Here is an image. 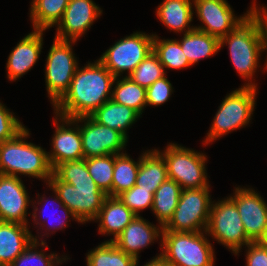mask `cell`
<instances>
[{
  "mask_svg": "<svg viewBox=\"0 0 267 266\" xmlns=\"http://www.w3.org/2000/svg\"><path fill=\"white\" fill-rule=\"evenodd\" d=\"M76 42L54 38L46 56L44 79L48 99L53 107L69 90L73 76L79 67L72 46Z\"/></svg>",
  "mask_w": 267,
  "mask_h": 266,
  "instance_id": "cell-8",
  "label": "cell"
},
{
  "mask_svg": "<svg viewBox=\"0 0 267 266\" xmlns=\"http://www.w3.org/2000/svg\"><path fill=\"white\" fill-rule=\"evenodd\" d=\"M179 42L191 66L198 63L199 60L211 57L220 51L218 38L196 28L184 33Z\"/></svg>",
  "mask_w": 267,
  "mask_h": 266,
  "instance_id": "cell-26",
  "label": "cell"
},
{
  "mask_svg": "<svg viewBox=\"0 0 267 266\" xmlns=\"http://www.w3.org/2000/svg\"><path fill=\"white\" fill-rule=\"evenodd\" d=\"M47 187H49L50 188V190H52V193H54V195L55 196H52V198H53V200H52V202H54V203H50L49 205L50 206H52V209H55V203H56V205H58V209L60 208V210L62 211V214H63V216H62V218L61 217H59V218H57V217H55V218H57V220L55 221H51L50 220V216H46V217H44V213L43 212H45V211H47L46 209H42V211L40 210V209H38V206H36V204L37 205H40V204H42L44 201H45V203H43L44 204V206H45V208H46V206H47V204H48V202H50V201H48L49 200V197L48 198H46L45 196V194H43V195H41V197H40V195H39V193L38 194H36L38 197H37V201L36 200H32L33 202V204L31 205L32 206V208H33V212H32V220H33V222H34V224H36V225H34L36 228H37V234L39 233L38 231L40 230V229H42L41 230V233H43V234H41V233H39L37 236L36 235H33V241H36V242H46V240H44L43 239V236L45 237H49V234L51 233V234H53V233H55L56 231H58V230H63L64 228H67L69 225H68V222L71 220V218H72V221L74 220V221H76V222H78V223H80L77 219H76V217H75V215L72 213V211H70L65 205H64V203L59 199V197H58V195H57V193L48 185ZM36 201V202H35ZM47 203V204H46ZM46 204V205H45ZM34 205V206H33ZM49 207V206H48ZM47 207V208H48ZM51 208V207H50ZM57 208V207H56ZM59 210V211H60ZM52 214V213H51ZM59 215V214H58ZM52 216V215H51ZM70 216H71V218H70ZM44 217V218H43ZM51 221V222H50ZM54 222V223H53ZM57 222V223H56ZM46 223V224H45ZM47 223H48V225L50 224V226H46L47 225ZM52 224V225H51ZM39 226V227H38ZM44 227H46V228H44ZM39 228V229H38ZM51 229H53V230H51ZM45 231V232H42V231ZM50 232V233H49ZM39 235H41L40 237H39ZM40 240H39V239Z\"/></svg>",
  "mask_w": 267,
  "mask_h": 266,
  "instance_id": "cell-22",
  "label": "cell"
},
{
  "mask_svg": "<svg viewBox=\"0 0 267 266\" xmlns=\"http://www.w3.org/2000/svg\"><path fill=\"white\" fill-rule=\"evenodd\" d=\"M220 50L228 45L234 69L246 82L243 87L258 88L254 75L260 67L263 43L261 20L246 18L233 31L219 40ZM254 81H253V80Z\"/></svg>",
  "mask_w": 267,
  "mask_h": 266,
  "instance_id": "cell-4",
  "label": "cell"
},
{
  "mask_svg": "<svg viewBox=\"0 0 267 266\" xmlns=\"http://www.w3.org/2000/svg\"><path fill=\"white\" fill-rule=\"evenodd\" d=\"M245 248V266H267V245L264 242H250Z\"/></svg>",
  "mask_w": 267,
  "mask_h": 266,
  "instance_id": "cell-39",
  "label": "cell"
},
{
  "mask_svg": "<svg viewBox=\"0 0 267 266\" xmlns=\"http://www.w3.org/2000/svg\"><path fill=\"white\" fill-rule=\"evenodd\" d=\"M193 10L201 22V25L194 27L219 40L247 18L246 13L235 16L227 0H193Z\"/></svg>",
  "mask_w": 267,
  "mask_h": 266,
  "instance_id": "cell-14",
  "label": "cell"
},
{
  "mask_svg": "<svg viewBox=\"0 0 267 266\" xmlns=\"http://www.w3.org/2000/svg\"><path fill=\"white\" fill-rule=\"evenodd\" d=\"M206 232L208 237H212L235 255H239L242 247L251 242L247 238L236 205L229 196L212 201Z\"/></svg>",
  "mask_w": 267,
  "mask_h": 266,
  "instance_id": "cell-9",
  "label": "cell"
},
{
  "mask_svg": "<svg viewBox=\"0 0 267 266\" xmlns=\"http://www.w3.org/2000/svg\"><path fill=\"white\" fill-rule=\"evenodd\" d=\"M174 88L166 76L156 80L151 86L146 88L147 106L158 107L171 98Z\"/></svg>",
  "mask_w": 267,
  "mask_h": 266,
  "instance_id": "cell-38",
  "label": "cell"
},
{
  "mask_svg": "<svg viewBox=\"0 0 267 266\" xmlns=\"http://www.w3.org/2000/svg\"><path fill=\"white\" fill-rule=\"evenodd\" d=\"M164 76H167L164 66L153 51H151L127 77L138 85L148 88L156 80Z\"/></svg>",
  "mask_w": 267,
  "mask_h": 266,
  "instance_id": "cell-35",
  "label": "cell"
},
{
  "mask_svg": "<svg viewBox=\"0 0 267 266\" xmlns=\"http://www.w3.org/2000/svg\"><path fill=\"white\" fill-rule=\"evenodd\" d=\"M74 120L80 127L84 159L124 153L128 139L119 131L96 122L91 116Z\"/></svg>",
  "mask_w": 267,
  "mask_h": 266,
  "instance_id": "cell-12",
  "label": "cell"
},
{
  "mask_svg": "<svg viewBox=\"0 0 267 266\" xmlns=\"http://www.w3.org/2000/svg\"><path fill=\"white\" fill-rule=\"evenodd\" d=\"M182 188L180 185L167 178L153 195L152 210L156 215L158 225L162 228L169 222L177 207Z\"/></svg>",
  "mask_w": 267,
  "mask_h": 266,
  "instance_id": "cell-27",
  "label": "cell"
},
{
  "mask_svg": "<svg viewBox=\"0 0 267 266\" xmlns=\"http://www.w3.org/2000/svg\"><path fill=\"white\" fill-rule=\"evenodd\" d=\"M29 225L0 221V263L9 266L33 241Z\"/></svg>",
  "mask_w": 267,
  "mask_h": 266,
  "instance_id": "cell-21",
  "label": "cell"
},
{
  "mask_svg": "<svg viewBox=\"0 0 267 266\" xmlns=\"http://www.w3.org/2000/svg\"><path fill=\"white\" fill-rule=\"evenodd\" d=\"M102 13L103 10L93 0H70L62 20L56 26L55 38L79 40Z\"/></svg>",
  "mask_w": 267,
  "mask_h": 266,
  "instance_id": "cell-16",
  "label": "cell"
},
{
  "mask_svg": "<svg viewBox=\"0 0 267 266\" xmlns=\"http://www.w3.org/2000/svg\"><path fill=\"white\" fill-rule=\"evenodd\" d=\"M193 0H163L156 8L157 19L170 31L188 33L195 27L193 22ZM184 31V32H183Z\"/></svg>",
  "mask_w": 267,
  "mask_h": 266,
  "instance_id": "cell-23",
  "label": "cell"
},
{
  "mask_svg": "<svg viewBox=\"0 0 267 266\" xmlns=\"http://www.w3.org/2000/svg\"><path fill=\"white\" fill-rule=\"evenodd\" d=\"M261 34H262L263 51L266 50L265 52H267V20L261 21ZM264 66L261 69L267 71V58L265 60Z\"/></svg>",
  "mask_w": 267,
  "mask_h": 266,
  "instance_id": "cell-41",
  "label": "cell"
},
{
  "mask_svg": "<svg viewBox=\"0 0 267 266\" xmlns=\"http://www.w3.org/2000/svg\"><path fill=\"white\" fill-rule=\"evenodd\" d=\"M153 35L152 51L164 66L165 71L167 69L181 70L191 67L181 48L180 39H160L157 34Z\"/></svg>",
  "mask_w": 267,
  "mask_h": 266,
  "instance_id": "cell-30",
  "label": "cell"
},
{
  "mask_svg": "<svg viewBox=\"0 0 267 266\" xmlns=\"http://www.w3.org/2000/svg\"><path fill=\"white\" fill-rule=\"evenodd\" d=\"M240 214L245 233L251 242L267 238V202L255 189L235 187L229 196Z\"/></svg>",
  "mask_w": 267,
  "mask_h": 266,
  "instance_id": "cell-13",
  "label": "cell"
},
{
  "mask_svg": "<svg viewBox=\"0 0 267 266\" xmlns=\"http://www.w3.org/2000/svg\"><path fill=\"white\" fill-rule=\"evenodd\" d=\"M89 174L97 186L107 196L112 197V179L115 164V154L89 157L85 159Z\"/></svg>",
  "mask_w": 267,
  "mask_h": 266,
  "instance_id": "cell-34",
  "label": "cell"
},
{
  "mask_svg": "<svg viewBox=\"0 0 267 266\" xmlns=\"http://www.w3.org/2000/svg\"><path fill=\"white\" fill-rule=\"evenodd\" d=\"M137 216L146 208L152 210L153 194L150 190H145L134 185L129 190L123 191L117 196Z\"/></svg>",
  "mask_w": 267,
  "mask_h": 266,
  "instance_id": "cell-36",
  "label": "cell"
},
{
  "mask_svg": "<svg viewBox=\"0 0 267 266\" xmlns=\"http://www.w3.org/2000/svg\"><path fill=\"white\" fill-rule=\"evenodd\" d=\"M53 124L56 127L51 142L48 159L52 169L66 161L84 158L82 138L78 123L72 118L54 115Z\"/></svg>",
  "mask_w": 267,
  "mask_h": 266,
  "instance_id": "cell-15",
  "label": "cell"
},
{
  "mask_svg": "<svg viewBox=\"0 0 267 266\" xmlns=\"http://www.w3.org/2000/svg\"><path fill=\"white\" fill-rule=\"evenodd\" d=\"M90 116L96 122L119 131L127 139V130H129V128L137 122L139 117H142L132 108L118 104L112 99L106 101Z\"/></svg>",
  "mask_w": 267,
  "mask_h": 266,
  "instance_id": "cell-25",
  "label": "cell"
},
{
  "mask_svg": "<svg viewBox=\"0 0 267 266\" xmlns=\"http://www.w3.org/2000/svg\"><path fill=\"white\" fill-rule=\"evenodd\" d=\"M32 204L29 193L21 178L0 176V221L30 225L27 215H31L28 207Z\"/></svg>",
  "mask_w": 267,
  "mask_h": 266,
  "instance_id": "cell-17",
  "label": "cell"
},
{
  "mask_svg": "<svg viewBox=\"0 0 267 266\" xmlns=\"http://www.w3.org/2000/svg\"><path fill=\"white\" fill-rule=\"evenodd\" d=\"M162 229L160 225H154L142 216H135L112 242L127 255L138 260L141 250L148 248L154 241L161 240Z\"/></svg>",
  "mask_w": 267,
  "mask_h": 266,
  "instance_id": "cell-19",
  "label": "cell"
},
{
  "mask_svg": "<svg viewBox=\"0 0 267 266\" xmlns=\"http://www.w3.org/2000/svg\"><path fill=\"white\" fill-rule=\"evenodd\" d=\"M136 184L142 189L155 191L168 178L167 166L163 156L154 148L141 153Z\"/></svg>",
  "mask_w": 267,
  "mask_h": 266,
  "instance_id": "cell-24",
  "label": "cell"
},
{
  "mask_svg": "<svg viewBox=\"0 0 267 266\" xmlns=\"http://www.w3.org/2000/svg\"><path fill=\"white\" fill-rule=\"evenodd\" d=\"M44 30H32L10 52L7 63V78L16 81L30 71L40 58Z\"/></svg>",
  "mask_w": 267,
  "mask_h": 266,
  "instance_id": "cell-18",
  "label": "cell"
},
{
  "mask_svg": "<svg viewBox=\"0 0 267 266\" xmlns=\"http://www.w3.org/2000/svg\"><path fill=\"white\" fill-rule=\"evenodd\" d=\"M70 0H32L30 20L33 30H48L62 20Z\"/></svg>",
  "mask_w": 267,
  "mask_h": 266,
  "instance_id": "cell-28",
  "label": "cell"
},
{
  "mask_svg": "<svg viewBox=\"0 0 267 266\" xmlns=\"http://www.w3.org/2000/svg\"><path fill=\"white\" fill-rule=\"evenodd\" d=\"M0 102V143L11 140L26 126Z\"/></svg>",
  "mask_w": 267,
  "mask_h": 266,
  "instance_id": "cell-37",
  "label": "cell"
},
{
  "mask_svg": "<svg viewBox=\"0 0 267 266\" xmlns=\"http://www.w3.org/2000/svg\"><path fill=\"white\" fill-rule=\"evenodd\" d=\"M47 185L81 224L96 219L107 197L90 176L84 158L58 165Z\"/></svg>",
  "mask_w": 267,
  "mask_h": 266,
  "instance_id": "cell-1",
  "label": "cell"
},
{
  "mask_svg": "<svg viewBox=\"0 0 267 266\" xmlns=\"http://www.w3.org/2000/svg\"><path fill=\"white\" fill-rule=\"evenodd\" d=\"M206 231H162L160 257L169 266H215V251Z\"/></svg>",
  "mask_w": 267,
  "mask_h": 266,
  "instance_id": "cell-5",
  "label": "cell"
},
{
  "mask_svg": "<svg viewBox=\"0 0 267 266\" xmlns=\"http://www.w3.org/2000/svg\"><path fill=\"white\" fill-rule=\"evenodd\" d=\"M137 216L118 197L107 196L94 222H99L98 233L113 236L106 242H112L124 228Z\"/></svg>",
  "mask_w": 267,
  "mask_h": 266,
  "instance_id": "cell-20",
  "label": "cell"
},
{
  "mask_svg": "<svg viewBox=\"0 0 267 266\" xmlns=\"http://www.w3.org/2000/svg\"><path fill=\"white\" fill-rule=\"evenodd\" d=\"M85 262L87 266H134L136 259L104 241L87 253Z\"/></svg>",
  "mask_w": 267,
  "mask_h": 266,
  "instance_id": "cell-32",
  "label": "cell"
},
{
  "mask_svg": "<svg viewBox=\"0 0 267 266\" xmlns=\"http://www.w3.org/2000/svg\"><path fill=\"white\" fill-rule=\"evenodd\" d=\"M113 86L111 99L118 104L132 108L141 116L147 106L146 88L127 76L116 77Z\"/></svg>",
  "mask_w": 267,
  "mask_h": 266,
  "instance_id": "cell-29",
  "label": "cell"
},
{
  "mask_svg": "<svg viewBox=\"0 0 267 266\" xmlns=\"http://www.w3.org/2000/svg\"><path fill=\"white\" fill-rule=\"evenodd\" d=\"M257 91L258 88L241 86L228 93L218 106L203 145L208 146L222 136L248 126L255 111Z\"/></svg>",
  "mask_w": 267,
  "mask_h": 266,
  "instance_id": "cell-6",
  "label": "cell"
},
{
  "mask_svg": "<svg viewBox=\"0 0 267 266\" xmlns=\"http://www.w3.org/2000/svg\"><path fill=\"white\" fill-rule=\"evenodd\" d=\"M150 261L146 262V264L142 266H169L161 257L160 254L156 255L155 257H152ZM139 259L136 260L134 266H138L139 264Z\"/></svg>",
  "mask_w": 267,
  "mask_h": 266,
  "instance_id": "cell-42",
  "label": "cell"
},
{
  "mask_svg": "<svg viewBox=\"0 0 267 266\" xmlns=\"http://www.w3.org/2000/svg\"><path fill=\"white\" fill-rule=\"evenodd\" d=\"M165 150L156 149L164 158L169 179L176 181L182 189L210 187L206 168V154L170 143Z\"/></svg>",
  "mask_w": 267,
  "mask_h": 266,
  "instance_id": "cell-7",
  "label": "cell"
},
{
  "mask_svg": "<svg viewBox=\"0 0 267 266\" xmlns=\"http://www.w3.org/2000/svg\"><path fill=\"white\" fill-rule=\"evenodd\" d=\"M250 8L246 11L247 17L256 20H267V6H257L256 0L251 2Z\"/></svg>",
  "mask_w": 267,
  "mask_h": 266,
  "instance_id": "cell-40",
  "label": "cell"
},
{
  "mask_svg": "<svg viewBox=\"0 0 267 266\" xmlns=\"http://www.w3.org/2000/svg\"><path fill=\"white\" fill-rule=\"evenodd\" d=\"M140 166L126 153L115 154V164L112 179V197H117L123 191L129 190L136 184V178Z\"/></svg>",
  "mask_w": 267,
  "mask_h": 266,
  "instance_id": "cell-31",
  "label": "cell"
},
{
  "mask_svg": "<svg viewBox=\"0 0 267 266\" xmlns=\"http://www.w3.org/2000/svg\"><path fill=\"white\" fill-rule=\"evenodd\" d=\"M30 134L29 129L25 127L11 140L0 143V173L18 178L19 175H24L44 180L47 185L53 175L48 153L41 146L27 142Z\"/></svg>",
  "mask_w": 267,
  "mask_h": 266,
  "instance_id": "cell-3",
  "label": "cell"
},
{
  "mask_svg": "<svg viewBox=\"0 0 267 266\" xmlns=\"http://www.w3.org/2000/svg\"><path fill=\"white\" fill-rule=\"evenodd\" d=\"M210 192V187L182 189L173 216L162 231H206L212 204Z\"/></svg>",
  "mask_w": 267,
  "mask_h": 266,
  "instance_id": "cell-10",
  "label": "cell"
},
{
  "mask_svg": "<svg viewBox=\"0 0 267 266\" xmlns=\"http://www.w3.org/2000/svg\"><path fill=\"white\" fill-rule=\"evenodd\" d=\"M78 67L63 98L52 108L66 118L92 115L111 99L115 76L97 59Z\"/></svg>",
  "mask_w": 267,
  "mask_h": 266,
  "instance_id": "cell-2",
  "label": "cell"
},
{
  "mask_svg": "<svg viewBox=\"0 0 267 266\" xmlns=\"http://www.w3.org/2000/svg\"><path fill=\"white\" fill-rule=\"evenodd\" d=\"M153 33L136 31L116 41L98 59L115 77L128 76L152 51Z\"/></svg>",
  "mask_w": 267,
  "mask_h": 266,
  "instance_id": "cell-11",
  "label": "cell"
},
{
  "mask_svg": "<svg viewBox=\"0 0 267 266\" xmlns=\"http://www.w3.org/2000/svg\"><path fill=\"white\" fill-rule=\"evenodd\" d=\"M48 247L47 242L32 241L9 266H58L70 260L66 255L59 256L55 252L45 253Z\"/></svg>",
  "mask_w": 267,
  "mask_h": 266,
  "instance_id": "cell-33",
  "label": "cell"
}]
</instances>
